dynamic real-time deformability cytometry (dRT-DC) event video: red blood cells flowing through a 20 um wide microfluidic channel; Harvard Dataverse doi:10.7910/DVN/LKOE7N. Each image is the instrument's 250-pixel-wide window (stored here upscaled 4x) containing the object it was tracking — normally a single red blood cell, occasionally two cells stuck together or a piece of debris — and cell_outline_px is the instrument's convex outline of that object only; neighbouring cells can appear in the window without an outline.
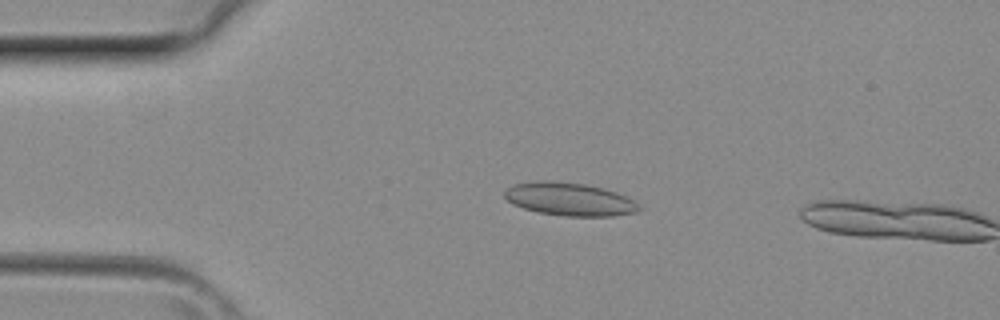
{"species": "common noctule bat (a hibernating species)", "species_latin": "Nyctalus noctula", "temperature_condition": "room temperature", "stored_images_in_passage": 4, "camera_frame_rate_fps": 3000, "um_per_image_px": 0.085, "animal": {"sex": "female", "body_mass_g": 29.2, "forearm_length_mm": 56.3}, "frame": {"image": 1, "passage_image": 3, "time_ms": 0.667, "image_size_px": [1000, 320], "cell_outline_px": [[644, 208], [636, 212], [612, 216], [564, 216], [540, 212], [524, 208], [512, 204], [504, 196], [504, 188], [512, 184], [536, 180], [548, 180], [584, 184], [604, 188], [616, 192], [632, 200]], "centroid_in_image_um": [48.37, 16.92], "position_along_channel_um": 36.6, "area_um2": 26.01}}